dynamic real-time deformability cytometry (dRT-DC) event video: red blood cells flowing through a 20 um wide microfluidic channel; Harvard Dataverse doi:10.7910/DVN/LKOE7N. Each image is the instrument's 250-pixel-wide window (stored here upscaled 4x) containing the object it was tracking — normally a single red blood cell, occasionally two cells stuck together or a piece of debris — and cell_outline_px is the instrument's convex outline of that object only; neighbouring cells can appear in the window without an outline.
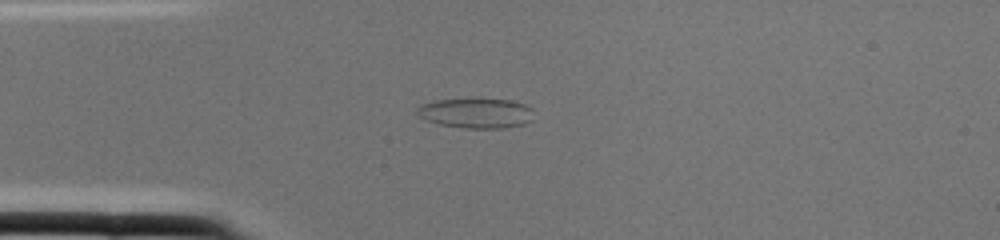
{"species": "common noctule bat (a hibernating species)", "species_latin": "Nyctalus noctula", "temperature_condition": "cold", "stored_images_in_passage": 2, "camera_frame_rate_fps": 3000, "um_per_image_px": 0.085, "animal": {"sex": "female", "body_mass_g": 22.0, "forearm_length_mm": 56.7}, "frame": {"image": 1, "passage_image": 1, "time_ms": 0.0, "image_size_px": [1000, 240], "cell_outline_px": [[532, 120], [524, 124], [504, 128], [464, 128], [440, 124], [424, 120], [416, 112], [416, 108], [420, 104], [436, 100], [480, 96], [512, 100], [524, 104], [532, 108]], "centroid_in_image_um": [40.46, 9.57], "position_along_channel_um": 44.5, "area_um2": 21.27}}